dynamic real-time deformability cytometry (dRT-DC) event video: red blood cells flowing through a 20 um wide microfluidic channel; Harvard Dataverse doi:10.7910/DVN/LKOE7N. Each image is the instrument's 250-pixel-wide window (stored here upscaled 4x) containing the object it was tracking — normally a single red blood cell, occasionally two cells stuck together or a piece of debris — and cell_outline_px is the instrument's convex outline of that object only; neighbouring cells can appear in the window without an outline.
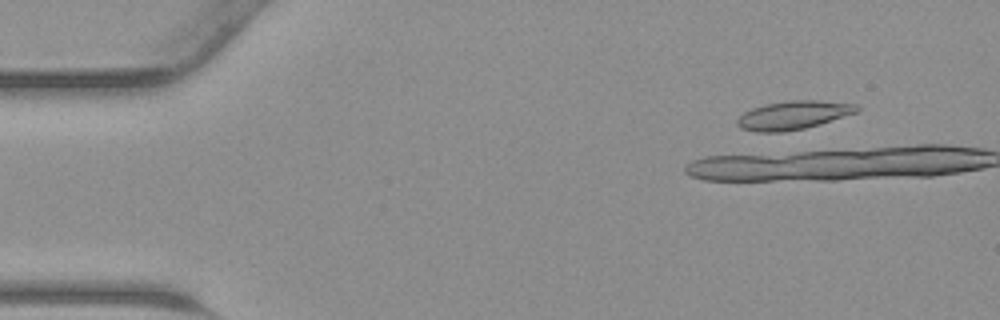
{"species": "common noctule bat (a hibernating species)", "species_latin": "Nyctalus noctula", "temperature_condition": "warm", "stored_images_in_passage": 3, "camera_frame_rate_fps": 3000, "um_per_image_px": 0.085, "animal": {"sex": "male", "body_mass_g": 23.1, "forearm_length_mm": 52.7}, "frame": {"image": 1, "passage_image": 2, "time_ms": 0.333, "image_size_px": [1000, 320], "cell_outline_px": [[860, 108], [856, 112], [820, 124], [804, 128], [784, 132], [756, 132], [740, 128], [736, 124], [736, 120], [744, 112], [752, 108], [764, 104], [784, 100], [820, 100], [856, 104]], "centroid_in_image_um": [67.39, 9.78], "position_along_channel_um": 17.6, "area_um2": 20.0}}